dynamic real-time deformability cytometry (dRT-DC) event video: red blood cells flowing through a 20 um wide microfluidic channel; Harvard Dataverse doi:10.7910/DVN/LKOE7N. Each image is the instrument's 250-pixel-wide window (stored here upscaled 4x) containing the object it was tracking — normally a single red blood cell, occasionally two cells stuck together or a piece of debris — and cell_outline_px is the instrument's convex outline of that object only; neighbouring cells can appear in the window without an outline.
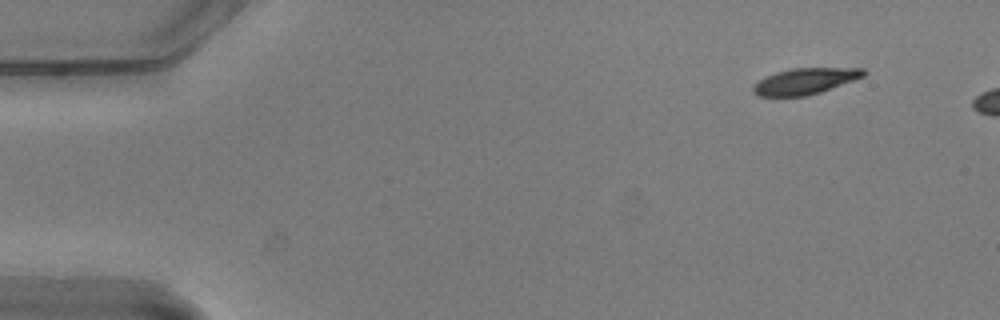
{"species": "common noctule bat (a hibernating species)", "species_latin": "Nyctalus noctula", "temperature_condition": "warm", "stored_images_in_passage": 6, "camera_frame_rate_fps": 3000, "um_per_image_px": 0.085, "animal": {"sex": "male", "body_mass_g": 20.5, "forearm_length_mm": 52.5}, "frame": {"image": 1, "passage_image": 1, "time_ms": 0.0, "image_size_px": [1000, 320], "cell_outline_px": [[868, 72], [864, 76], [820, 92], [804, 96], [756, 96], [752, 92], [752, 88], [760, 80], [776, 72], [792, 68], [864, 68]], "centroid_in_image_um": [68.44, 6.89], "position_along_channel_um": 16.6, "area_um2": 16.59}}